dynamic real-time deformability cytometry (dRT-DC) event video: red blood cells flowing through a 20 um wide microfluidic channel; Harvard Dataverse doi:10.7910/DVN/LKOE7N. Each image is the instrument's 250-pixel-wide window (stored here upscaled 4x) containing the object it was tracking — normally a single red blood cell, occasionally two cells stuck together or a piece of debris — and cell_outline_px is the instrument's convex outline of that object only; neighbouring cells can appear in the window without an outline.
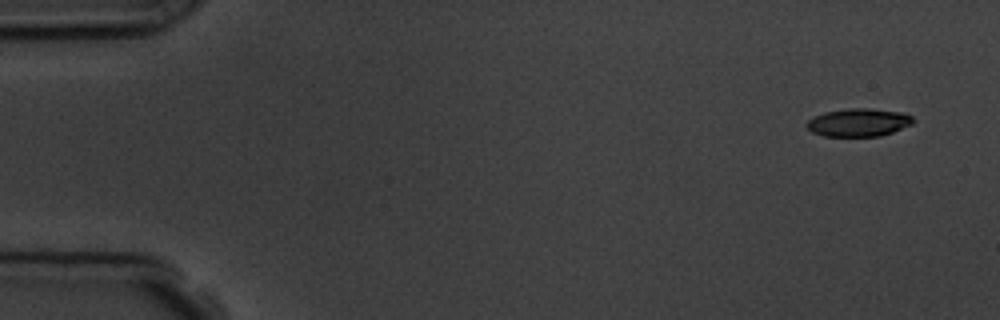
{"species": "common noctule bat (a hibernating species)", "species_latin": "Nyctalus noctula", "temperature_condition": "room temperature", "stored_images_in_passage": 4, "camera_frame_rate_fps": 3000, "um_per_image_px": 0.085, "animal": {"sex": "male", "body_mass_g": 19.5, "forearm_length_mm": 54.6}, "frame": {"image": 1, "passage_image": 1, "time_ms": 0.0, "image_size_px": [1000, 320], "cell_outline_px": [[916, 120], [912, 124], [892, 132], [880, 136], [824, 136], [812, 132], [804, 124], [812, 116], [824, 112], [848, 108], [868, 108], [904, 112], [912, 116]], "centroid_in_image_um": [72.97, 10.4], "position_along_channel_um": 12.0, "area_um2": 17.57}}
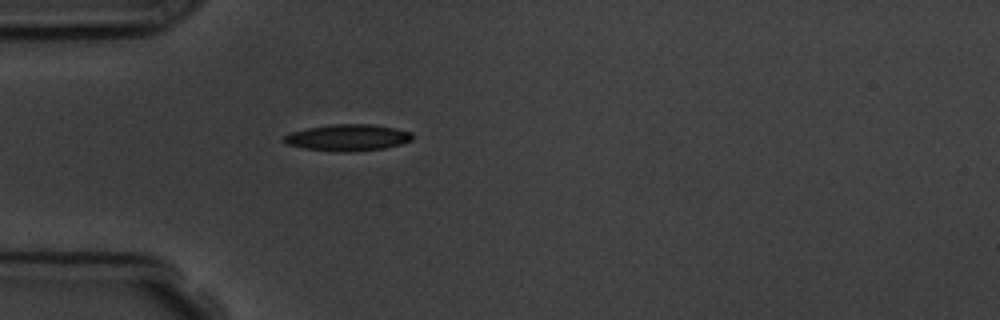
{"frame": {"image": 2, "passage_image": 4, "time_ms": 4.333, "image_size_px": [1000, 320], "cell_outline_px": [[412, 140], [400, 144], [384, 148], [348, 152], [340, 152], [304, 148], [288, 144], [280, 140], [284, 136], [292, 132], [308, 128], [332, 124], [372, 124], [396, 128], [412, 132]], "centroid_in_image_um": [29.56, 11.69], "position_along_channel_um": 55.4, "area_um2": 19.77}}